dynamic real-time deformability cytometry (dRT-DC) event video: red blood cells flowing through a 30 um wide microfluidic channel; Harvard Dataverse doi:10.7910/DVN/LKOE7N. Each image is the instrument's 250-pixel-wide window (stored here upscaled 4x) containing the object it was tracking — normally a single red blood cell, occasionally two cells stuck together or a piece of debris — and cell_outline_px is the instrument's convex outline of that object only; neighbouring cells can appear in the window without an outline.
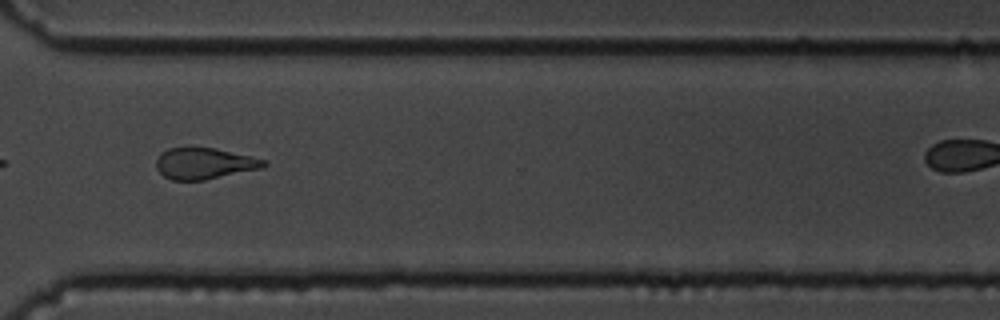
{"species": "common noctule bat (a hibernating species)", "species_latin": "Nyctalus noctula", "temperature_condition": "cold", "stored_images_in_passage": 31, "camera_frame_rate_fps": 3000, "um_per_image_px": 0.085, "animal": {"sex": "male", "body_mass_g": 19.5, "forearm_length_mm": 54.6}, "frame": {"image": 1, "passage_image": 27, "time_ms": 8.667, "image_size_px": [1000, 320], "cell_outline_px": [[268, 164], [264, 168], [204, 180], [172, 180], [164, 176], [156, 168], [156, 160], [160, 152], [168, 148], [192, 144], [216, 148], [252, 156], [268, 160]], "centroid_in_image_um": [17.37, 13.84], "position_along_channel_um": 353.2, "area_um2": 20.46}}